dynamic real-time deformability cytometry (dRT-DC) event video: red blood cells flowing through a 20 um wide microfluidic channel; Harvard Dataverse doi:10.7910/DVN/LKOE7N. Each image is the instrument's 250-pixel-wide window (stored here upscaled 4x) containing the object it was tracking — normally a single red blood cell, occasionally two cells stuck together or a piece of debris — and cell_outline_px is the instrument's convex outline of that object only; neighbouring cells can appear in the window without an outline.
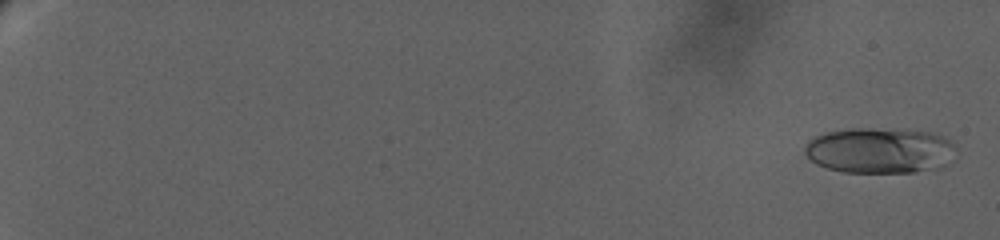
{"species": "human", "species_latin": "Homo sapiens", "temperature_condition": "warm", "stored_images_in_passage": 16, "camera_frame_rate_fps": 3000, "um_per_image_px": 0.085, "donor": {"sex": "female"}, "frame": {"image": 1, "passage_image": 1, "time_ms": 0.0, "image_size_px": [1000, 240], "cell_outline_px": [[956, 148], [928, 168], [912, 172], [844, 172], [828, 168], [816, 164], [804, 152], [804, 148], [808, 140], [816, 136], [828, 132], [852, 128], [868, 128], [932, 132], [948, 140]], "centroid_in_image_um": [74.58, 12.76], "position_along_channel_um": 10.4, "area_um2": 38.61}}
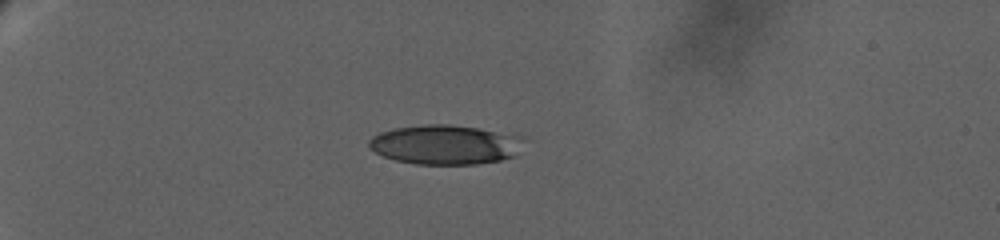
{"frame": {"image": 2, "passage_image": 12, "time_ms": 7.333, "image_size_px": [1000, 240], "cell_outline_px": [[516, 156], [500, 160], [476, 164], [416, 164], [396, 160], [384, 156], [368, 148], [368, 140], [372, 136], [380, 132], [392, 128], [428, 124], [448, 124], [480, 128], [512, 136]], "centroid_in_image_um": [37.62, 12.3], "position_along_channel_um": 47.4, "area_um2": 34.56}}
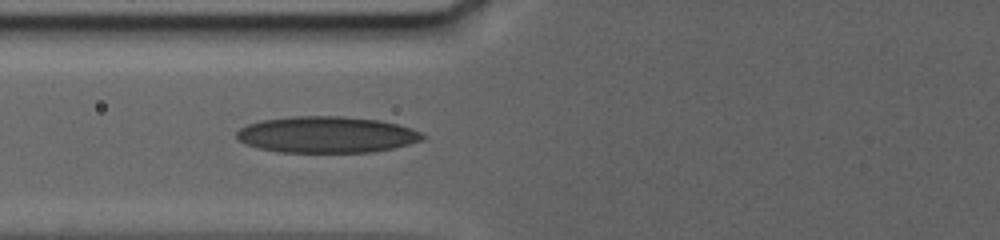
{"frame": {"image": 3, "passage_image": 16, "time_ms": 11.0, "image_size_px": [1000, 240], "cell_outline_px": [[428, 136], [424, 140], [392, 148], [372, 152], [280, 152], [260, 148], [244, 144], [236, 140], [236, 132], [240, 128], [248, 124], [260, 120], [288, 116], [344, 116], [380, 120], [412, 128]], "centroid_in_image_um": [27.75, 11.44], "position_along_channel_um": 98.1, "area_um2": 39.71}}